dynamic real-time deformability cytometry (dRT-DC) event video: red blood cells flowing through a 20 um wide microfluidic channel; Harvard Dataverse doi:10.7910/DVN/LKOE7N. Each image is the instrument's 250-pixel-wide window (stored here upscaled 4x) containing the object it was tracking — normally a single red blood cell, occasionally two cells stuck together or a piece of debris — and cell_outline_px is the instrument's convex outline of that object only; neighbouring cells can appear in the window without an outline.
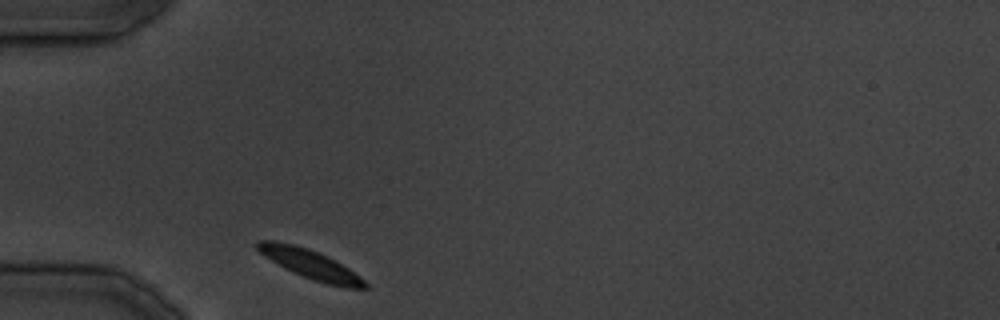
{"species": "common noctule bat (a hibernating species)", "species_latin": "Nyctalus noctula", "temperature_condition": "cold", "stored_images_in_passage": 22, "camera_frame_rate_fps": 3000, "um_per_image_px": 0.085, "animal": {"sex": "male", "body_mass_g": 19.5, "forearm_length_mm": 54.6}, "frame": {"image": 1, "passage_image": 1, "time_ms": 0.0, "image_size_px": [1000, 320], "cell_outline_px": [[368, 288], [348, 288], [328, 284], [312, 280], [272, 260], [260, 252], [256, 248], [256, 240], [276, 240], [296, 244], [308, 248], [328, 256], [336, 260], [360, 276], [368, 284]], "centroid_in_image_um": [26.41, 22.43], "position_along_channel_um": 58.6, "area_um2": 18.03}}
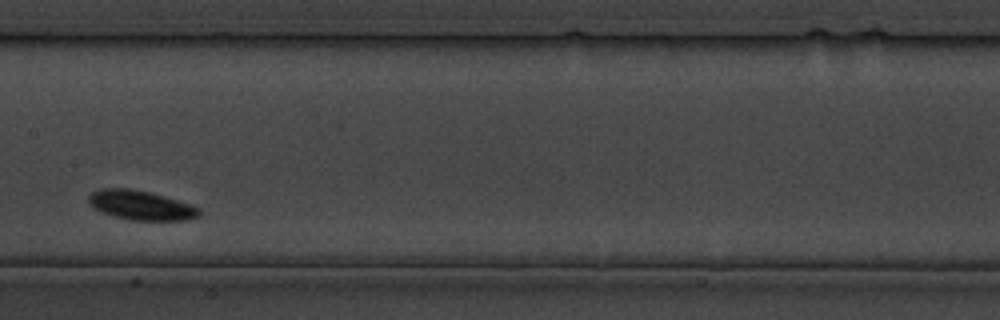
{"frame": {"image": 2, "passage_image": 10, "time_ms": 10.667, "image_size_px": [1000, 320], "cell_outline_px": [[200, 216], [184, 220], [128, 220], [112, 216], [100, 212], [88, 204], [88, 196], [92, 192], [100, 188], [128, 188], [148, 192], [164, 196], [200, 208]], "centroid_in_image_um": [11.91, 17.45], "position_along_channel_um": 195.5, "area_um2": 18.96}}
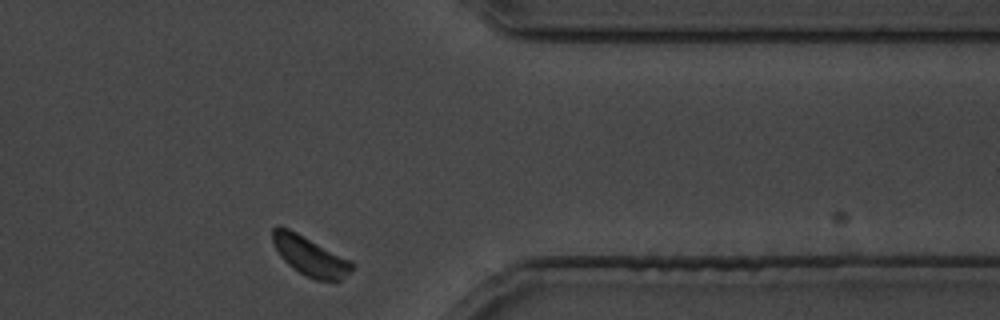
{"frame": {"image": 3, "passage_image": 21, "time_ms": 25.0, "image_size_px": [1000, 320], "cell_outline_px": [[356, 264], [340, 280], [316, 280], [304, 276], [292, 268], [280, 256], [272, 240], [272, 228], [276, 224], [280, 224], [352, 260]], "centroid_in_image_um": [26.33, 21.74], "position_along_channel_um": 385.1, "area_um2": 18.26}}